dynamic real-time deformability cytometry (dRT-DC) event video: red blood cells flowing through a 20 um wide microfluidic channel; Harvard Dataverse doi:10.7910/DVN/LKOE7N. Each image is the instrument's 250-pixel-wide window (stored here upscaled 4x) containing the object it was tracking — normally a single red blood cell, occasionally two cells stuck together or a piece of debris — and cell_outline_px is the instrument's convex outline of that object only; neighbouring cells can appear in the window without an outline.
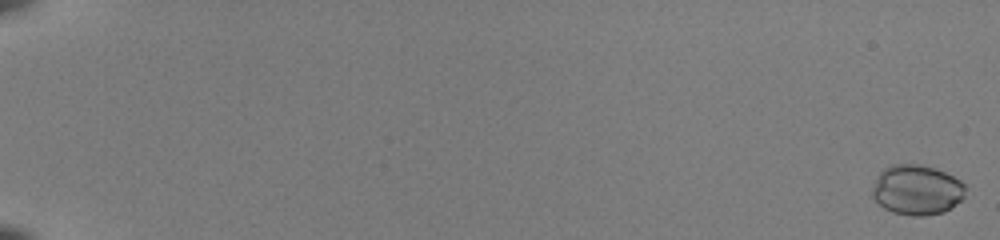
{"species": "common noctule bat (a hibernating species)", "species_latin": "Nyctalus noctula", "temperature_condition": "room temperature", "stored_images_in_passage": 55, "camera_frame_rate_fps": 3000, "um_per_image_px": 0.085, "animal": {"sex": "female", "body_mass_g": 22.0, "forearm_length_mm": 56.7}, "frame": {"image": 1, "passage_image": 1, "time_ms": 0.0, "image_size_px": [1000, 240], "cell_outline_px": [[964, 196], [960, 200], [944, 212], [924, 216], [912, 216], [892, 212], [884, 208], [872, 196], [872, 188], [876, 176], [884, 168], [892, 164], [920, 164], [936, 168], [960, 180], [964, 184]], "centroid_in_image_um": [77.9, 16.13], "position_along_channel_um": 7.1, "area_um2": 27.17}}
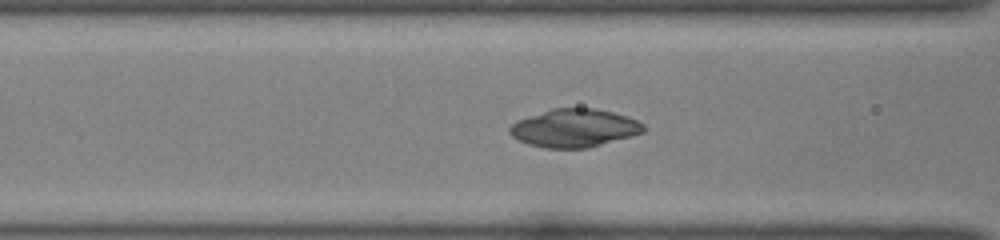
{"frame": {"image": 2, "passage_image": 26, "time_ms": 8.333, "image_size_px": [1000, 240], "cell_outline_px": [[644, 132], [632, 136], [588, 148], [544, 148], [528, 144], [512, 136], [508, 132], [508, 128], [516, 120], [552, 108], [596, 108], [628, 116], [644, 124]], "centroid_in_image_um": [48.81, 10.88], "position_along_channel_um": 117.8, "area_um2": 29.82}}
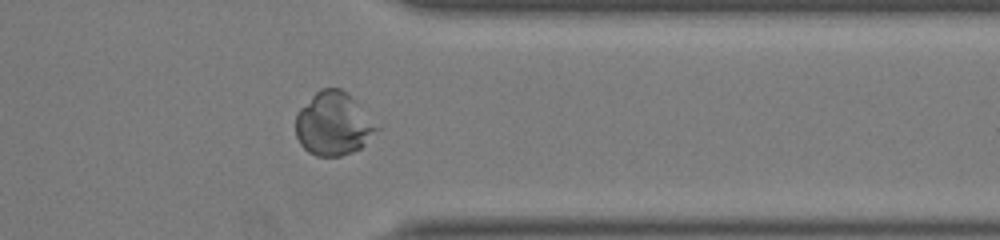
{"frame": {"image": 3, "passage_image": 46, "time_ms": 15.0, "image_size_px": [1000, 240], "cell_outline_px": [[380, 128], [360, 148], [352, 152], [340, 156], [316, 156], [308, 152], [300, 144], [296, 136], [296, 116], [300, 108], [320, 88], [340, 88], [352, 96]], "centroid_in_image_um": [28.33, 10.53], "position_along_channel_um": 383.1, "area_um2": 29.77}, "authors_computed_cell_mechanics": {"area_um2": 28.7844, "velocity_mm_per_s": 3.994, "shape_relaxation_time_tau1_ms": 6.3765, "shape_relaxation_time_tau2_ms": null, "deformation_change_tau1": 0.2268, "deformation_change_tau2": null}}